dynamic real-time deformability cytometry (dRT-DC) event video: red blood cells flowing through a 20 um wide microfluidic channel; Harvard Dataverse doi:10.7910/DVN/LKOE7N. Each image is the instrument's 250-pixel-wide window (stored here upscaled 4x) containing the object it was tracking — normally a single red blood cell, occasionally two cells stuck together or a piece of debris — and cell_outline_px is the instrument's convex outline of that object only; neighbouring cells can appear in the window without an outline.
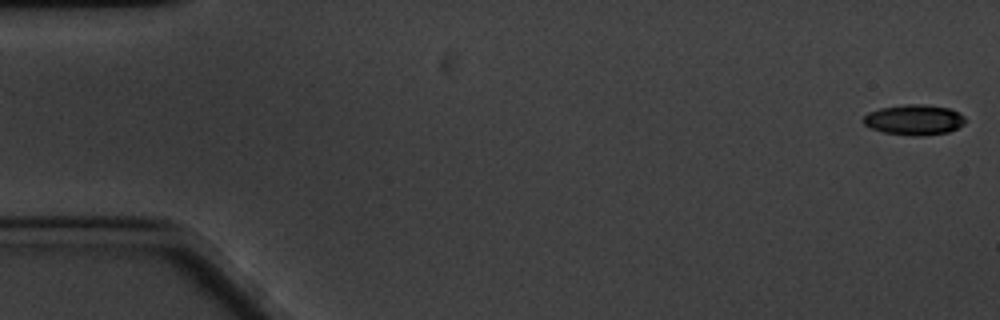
{"species": "common noctule bat (a hibernating species)", "species_latin": "Nyctalus noctula", "temperature_condition": "cold", "stored_images_in_passage": 60, "camera_frame_rate_fps": 3000, "um_per_image_px": 0.085, "animal": {"sex": "male", "body_mass_g": 20.1, "forearm_length_mm": 53.5}, "frame": {"image": 1, "passage_image": 1, "time_ms": 0.0, "image_size_px": [1000, 320], "cell_outline_px": [[968, 120], [964, 124], [948, 132], [920, 136], [912, 136], [884, 132], [872, 128], [864, 124], [860, 120], [868, 112], [880, 108], [904, 104], [924, 104], [948, 108], [964, 116]], "centroid_in_image_um": [77.69, 10.18], "position_along_channel_um": 7.3, "area_um2": 18.09}}
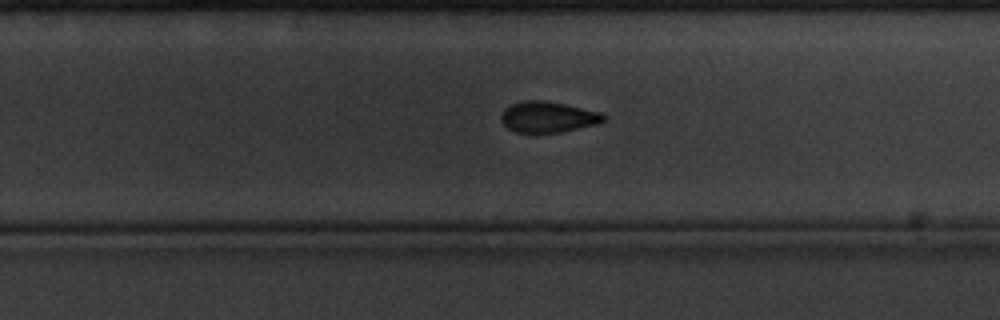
{"frame": {"image": 2, "passage_image": 38, "time_ms": 12.333, "image_size_px": [1000, 320], "cell_outline_px": [[604, 120], [600, 124], [560, 132], [532, 136], [516, 132], [508, 128], [500, 120], [500, 116], [504, 108], [512, 104], [524, 100], [540, 100], [564, 104], [604, 112]], "centroid_in_image_um": [46.56, 9.98], "position_along_channel_um": 283.2, "area_um2": 19.13}}
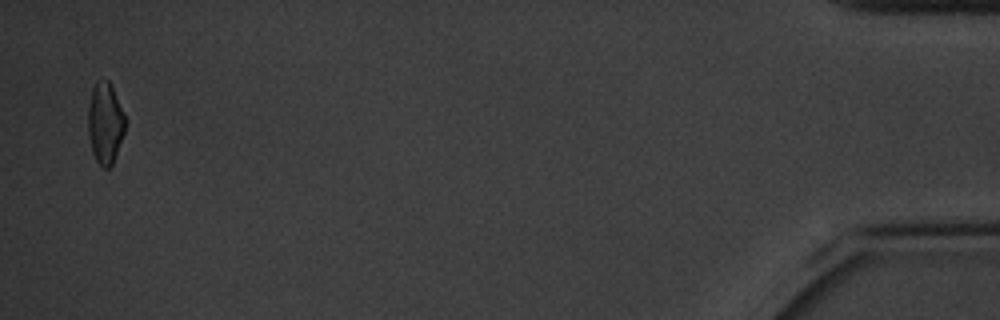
{"frame": {"image": 3, "passage_image": 59, "time_ms": 19.333, "image_size_px": [1000, 320], "cell_outline_px": [[128, 120], [124, 132], [112, 164], [108, 168], [104, 168], [96, 160], [92, 152], [88, 132], [88, 108], [92, 88], [96, 80], [108, 80]], "centroid_in_image_um": [8.94, 10.44], "position_along_channel_um": 426.3, "area_um2": 17.57}, "authors_computed_cell_mechanics": {"area_um2": 18.6405, "velocity_mm_per_s": 3.3161, "shape_relaxation_time_tau1_ms": 3.8041, "shape_relaxation_time_tau2_ms": 5.9434, "deformation_change_tau1": 0.1146, "deformation_change_tau2": 0.1081}}